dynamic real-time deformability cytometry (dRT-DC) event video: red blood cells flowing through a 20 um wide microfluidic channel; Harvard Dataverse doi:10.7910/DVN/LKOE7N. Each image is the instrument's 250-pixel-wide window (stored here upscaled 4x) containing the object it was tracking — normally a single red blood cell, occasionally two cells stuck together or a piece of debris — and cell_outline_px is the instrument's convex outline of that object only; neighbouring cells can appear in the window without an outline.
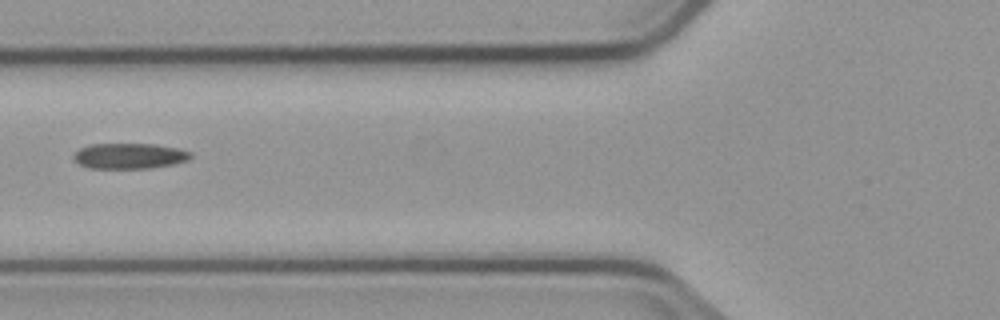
{"species": "common noctule bat (a hibernating species)", "species_latin": "Nyctalus noctula", "temperature_condition": "cold", "stored_images_in_passage": 3, "camera_frame_rate_fps": 3000, "um_per_image_px": 0.085, "animal": {"sex": "male", "body_mass_g": 23.1, "forearm_length_mm": 52.7}, "frame": {"image": 1, "passage_image": 3, "time_ms": 2.333, "image_size_px": [1000, 320], "cell_outline_px": [[192, 156], [188, 160], [172, 164], [148, 168], [92, 168], [80, 164], [72, 156], [80, 148], [88, 144], [156, 144], [176, 148], [192, 152]], "centroid_in_image_um": [11.01, 13.24], "position_along_channel_um": 114.8, "area_um2": 17.28}}